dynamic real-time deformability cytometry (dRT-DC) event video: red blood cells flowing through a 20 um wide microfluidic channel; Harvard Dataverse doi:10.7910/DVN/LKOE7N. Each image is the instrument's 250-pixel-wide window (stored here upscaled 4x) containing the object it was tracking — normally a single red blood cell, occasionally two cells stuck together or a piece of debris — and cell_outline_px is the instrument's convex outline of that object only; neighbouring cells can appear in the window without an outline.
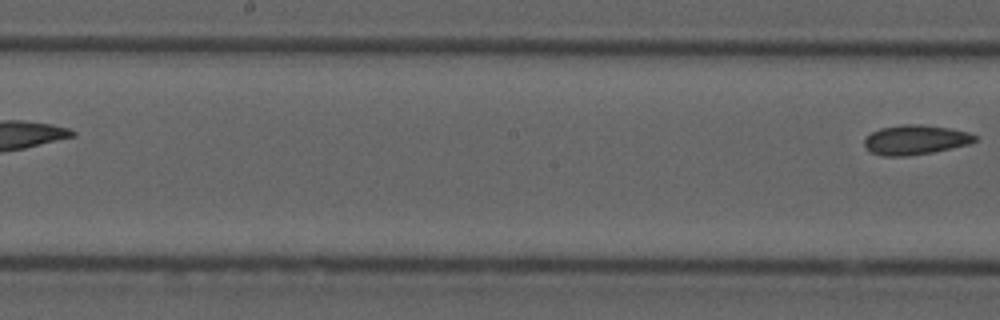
{"species": "common noctule bat (a hibernating species)", "species_latin": "Nyctalus noctula", "temperature_condition": "cold", "stored_images_in_passage": 7, "segment_of_instrument_passage": [2, 2], "camera_frame_rate_fps": 3000, "um_per_image_px": 0.085, "animal": {"sex": "male", "forearm_length_mm": 52.5}, "frame": {"image": 1, "passage_image": 7, "time_ms": 7.0, "image_size_px": [1000, 320], "cell_outline_px": [[976, 140], [968, 144], [932, 152], [904, 156], [884, 156], [872, 152], [864, 144], [864, 140], [872, 132], [880, 128], [904, 124], [920, 124], [948, 128], [968, 132], [976, 136]], "centroid_in_image_um": [77.8, 11.87], "position_along_channel_um": 170.4, "area_um2": 18.73}}